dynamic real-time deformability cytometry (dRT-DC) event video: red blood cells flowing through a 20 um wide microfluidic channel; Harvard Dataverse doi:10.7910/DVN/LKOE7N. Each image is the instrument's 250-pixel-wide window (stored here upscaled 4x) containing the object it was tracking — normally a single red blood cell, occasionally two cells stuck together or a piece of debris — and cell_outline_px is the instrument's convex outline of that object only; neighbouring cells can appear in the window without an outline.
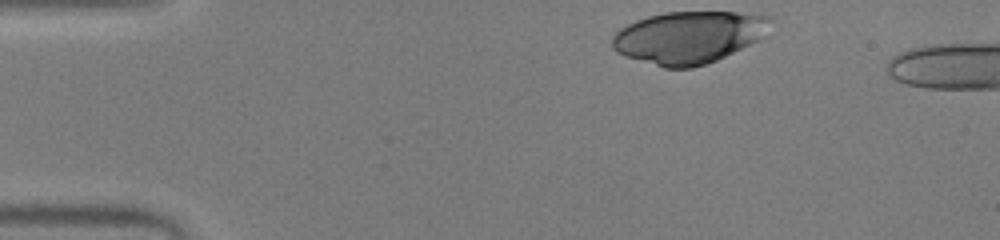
{"species": "human", "species_latin": "Homo sapiens", "temperature_condition": "warm", "stored_images_in_passage": 37, "camera_frame_rate_fps": 3000, "um_per_image_px": 0.085, "donor": {"sex": "male"}, "frame": {"image": 1, "passage_image": 1, "time_ms": 0.0, "image_size_px": [1000, 240], "cell_outline_px": [[776, 20], [760, 40], [716, 60], [692, 68], [664, 68], [624, 56], [616, 52], [612, 48], [612, 36], [620, 28], [636, 20], [648, 16], [664, 12], [736, 12], [772, 16]], "centroid_in_image_um": [58.57, 3.16], "position_along_channel_um": 26.4, "area_um2": 48.49}}
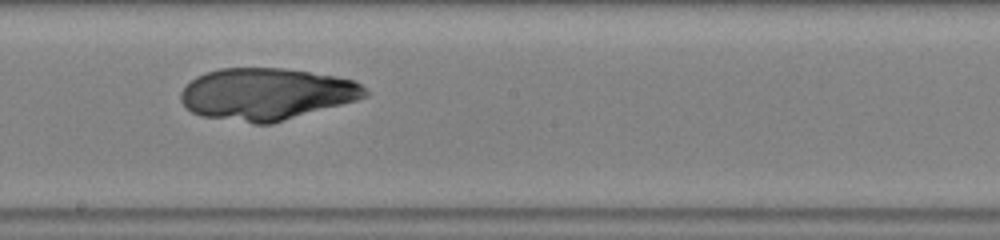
{"frame": {"image": 2, "passage_image": 22, "time_ms": 7.0, "image_size_px": [1000, 240], "cell_outline_px": [[372, 92], [368, 96], [356, 100], [272, 124], [252, 124], [200, 116], [192, 112], [180, 100], [180, 92], [196, 76], [204, 72], [220, 68], [284, 68], [332, 76], [352, 80], [360, 84]], "centroid_in_image_um": [22.63, 8.0], "position_along_channel_um": 225.6, "area_um2": 55.83}}
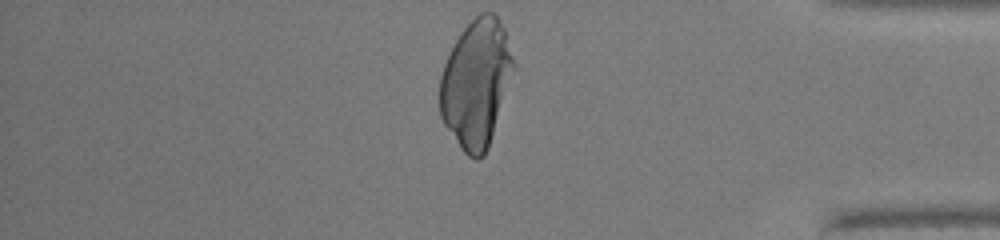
{"frame": {"image": 3, "passage_image": 37, "time_ms": 12.0, "image_size_px": [1000, 240], "cell_outline_px": [[516, 68], [488, 148], [484, 156], [476, 160], [468, 156], [460, 148], [444, 124], [440, 116], [440, 76], [444, 64], [460, 32], [480, 12], [492, 12], [500, 20], [504, 28], [516, 64]], "centroid_in_image_um": [40.49, 7.09], "position_along_channel_um": 394.7, "area_um2": 55.08}}